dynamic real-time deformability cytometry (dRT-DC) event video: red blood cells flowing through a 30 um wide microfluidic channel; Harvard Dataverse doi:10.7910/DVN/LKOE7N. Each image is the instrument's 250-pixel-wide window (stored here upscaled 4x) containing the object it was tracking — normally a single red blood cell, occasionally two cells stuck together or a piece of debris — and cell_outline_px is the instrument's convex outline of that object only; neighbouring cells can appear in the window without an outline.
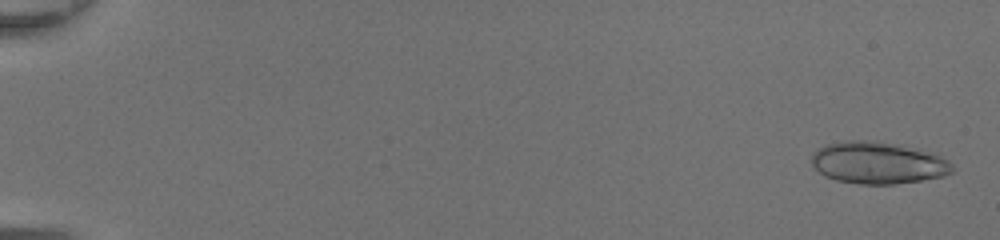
{"species": "common noctule bat (a hibernating species)", "species_latin": "Nyctalus noctula", "temperature_condition": "room temperature", "stored_images_in_passage": 25, "camera_frame_rate_fps": 3000, "um_per_image_px": 0.085, "animal": {"sex": "female", "body_mass_g": 20.0, "forearm_length_mm": 54.0}, "frame": {"image": 1, "passage_image": 2, "time_ms": 0.333, "image_size_px": [1000, 240], "cell_outline_px": [[956, 168], [952, 172], [944, 176], [920, 180], [892, 184], [860, 184], [836, 180], [824, 176], [812, 164], [812, 152], [816, 148], [824, 144], [844, 140], [876, 140], [904, 144], [948, 160]], "centroid_in_image_um": [74.59, 13.82], "position_along_channel_um": 10.4, "area_um2": 34.74}}
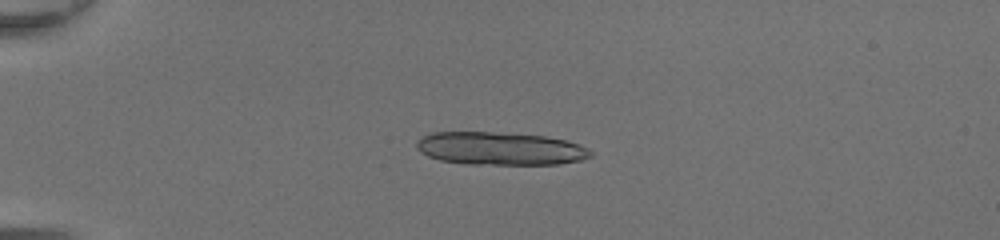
{"frame": {"image": 2, "passage_image": 14, "time_ms": 4.333, "image_size_px": [1000, 240], "cell_outline_px": [[592, 156], [580, 160], [560, 164], [468, 164], [440, 160], [428, 156], [420, 152], [416, 148], [416, 140], [432, 132], [488, 132], [544, 136], [564, 140], [580, 144], [588, 148], [592, 152]], "centroid_in_image_um": [42.5, 12.63], "position_along_channel_um": 42.5, "area_um2": 33.35}}
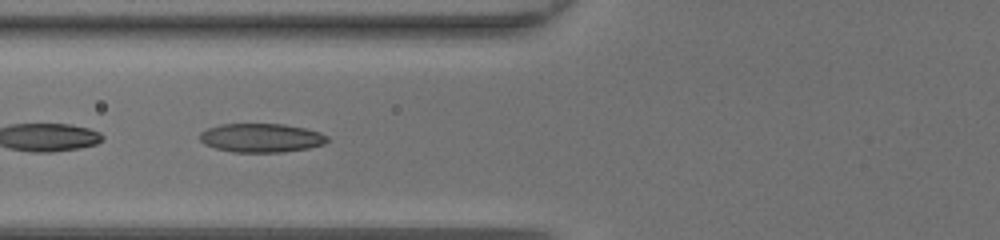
{"frame": {"image": 3, "passage_image": 22, "time_ms": 7.0, "image_size_px": [1000, 240], "cell_outline_px": [[328, 140], [324, 144], [308, 148], [284, 152], [232, 152], [216, 148], [204, 144], [200, 140], [200, 132], [208, 128], [220, 124], [284, 124], [304, 128], [320, 132], [328, 136]], "centroid_in_image_um": [22.21, 11.72], "position_along_channel_um": 103.6, "area_um2": 21.44}}